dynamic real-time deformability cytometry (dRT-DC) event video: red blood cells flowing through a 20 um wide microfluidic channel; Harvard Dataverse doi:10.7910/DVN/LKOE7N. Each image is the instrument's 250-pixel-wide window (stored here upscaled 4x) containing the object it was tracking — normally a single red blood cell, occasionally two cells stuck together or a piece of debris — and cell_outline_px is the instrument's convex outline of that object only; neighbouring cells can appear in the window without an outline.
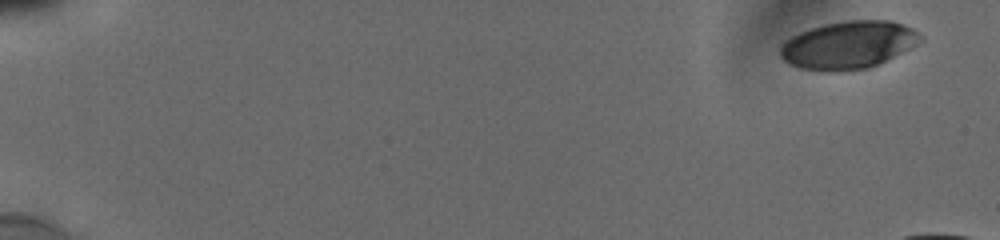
{"species": "human", "species_latin": "Homo sapiens", "temperature_condition": "cold", "stored_images_in_passage": 24, "camera_frame_rate_fps": 3000, "um_per_image_px": 0.085, "donor": {"sex": "male"}, "frame": {"image": 1, "passage_image": 1, "time_ms": 0.0, "image_size_px": [1000, 240], "cell_outline_px": [[920, 36], [916, 44], [868, 68], [836, 72], [828, 72], [800, 68], [784, 60], [780, 56], [780, 48], [792, 36], [800, 32], [824, 24], [848, 20], [892, 20], [904, 24], [912, 28]], "centroid_in_image_um": [72.07, 3.82], "position_along_channel_um": 12.9, "area_um2": 38.26}}
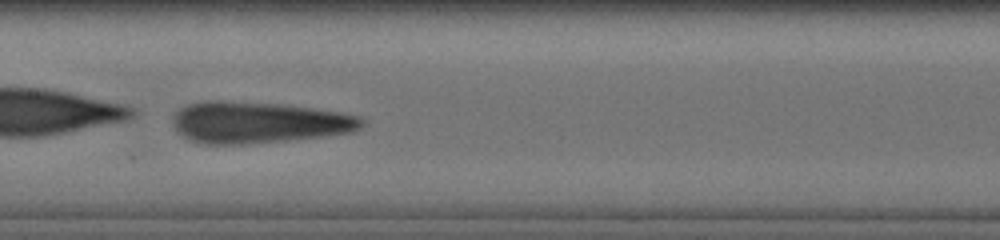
{"frame": {"image": 2, "passage_image": 12, "time_ms": 4.667, "image_size_px": [1000, 240], "cell_outline_px": [[364, 124], [360, 128], [352, 132], [320, 136], [284, 140], [244, 144], [204, 144], [188, 140], [176, 132], [172, 124], [172, 116], [180, 108], [188, 104], [208, 100], [220, 100], [276, 104], [308, 108], [336, 112], [360, 116], [364, 120]], "centroid_in_image_um": [21.87, 10.41], "position_along_channel_um": 185.5, "area_um2": 45.37}}
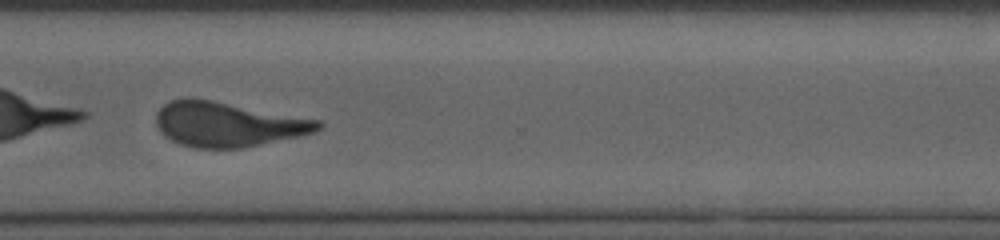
{"frame": {"image": 3, "passage_image": 20, "time_ms": 9.0, "image_size_px": [1000, 240], "cell_outline_px": [[324, 124], [320, 128], [312, 132], [296, 136], [260, 144], [240, 148], [196, 148], [180, 144], [164, 136], [160, 132], [156, 124], [156, 112], [164, 104], [172, 100], [184, 96], [192, 96], [320, 120]], "centroid_in_image_um": [19.29, 10.54], "position_along_channel_um": 351.3, "area_um2": 42.25}, "authors_computed_cell_mechanics": {"area_um2": 44.1014, "velocity_mm_per_s": 3.8248, "shape_relaxation_time_tau1_ms": 1.412, "shape_relaxation_time_tau2_ms": 2.0149, "deformation_change_tau1": 0.2464, "deformation_change_tau2": 0.1327}}